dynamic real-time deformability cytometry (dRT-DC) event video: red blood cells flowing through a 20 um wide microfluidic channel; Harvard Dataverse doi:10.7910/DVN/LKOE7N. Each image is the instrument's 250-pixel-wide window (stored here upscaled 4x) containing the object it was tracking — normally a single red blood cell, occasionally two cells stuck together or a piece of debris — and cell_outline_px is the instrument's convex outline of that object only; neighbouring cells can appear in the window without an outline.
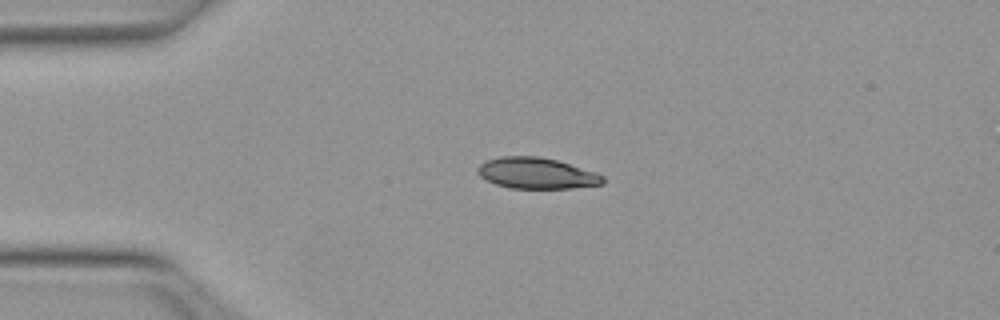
{"species": "Egyptian fruit bat (a non-hibernating species)", "species_latin": "Rousettus aegyptiacus", "temperature_condition": "warm", "stored_images_in_passage": 41, "camera_frame_rate_fps": 3000, "um_per_image_px": 0.085, "animal": {"sex": "female"}, "frame": {"image": 1, "passage_image": 1, "time_ms": 0.0, "image_size_px": [1000, 320], "cell_outline_px": [[604, 184], [572, 188], [508, 188], [496, 184], [480, 176], [476, 172], [476, 168], [480, 164], [488, 160], [500, 156], [540, 156], [556, 160], [596, 172], [604, 176]], "centroid_in_image_um": [45.61, 14.72], "position_along_channel_um": 39.4, "area_um2": 22.66}}
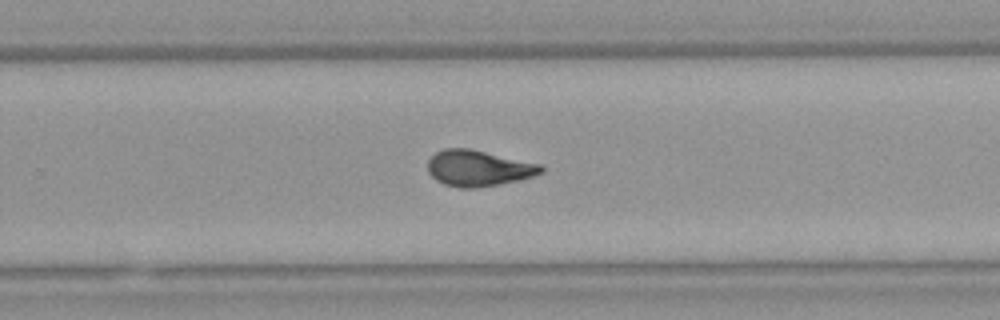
{"frame": {"image": 2, "passage_image": 22, "time_ms": 7.0, "image_size_px": [1000, 320], "cell_outline_px": [[544, 172], [520, 180], [500, 184], [476, 188], [460, 188], [444, 184], [436, 180], [428, 172], [428, 160], [436, 152], [444, 148], [468, 148], [540, 164], [544, 168]], "centroid_in_image_um": [40.65, 14.3], "position_along_channel_um": 289.1, "area_um2": 23.7}}
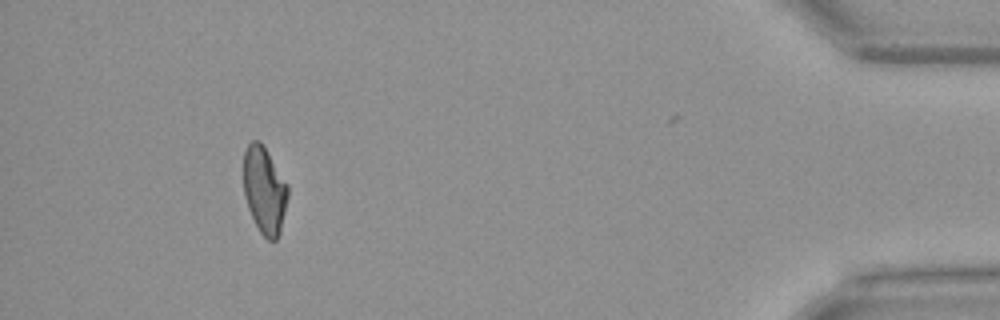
{"frame": {"image": 3, "passage_image": 36, "time_ms": 11.667, "image_size_px": [1000, 320], "cell_outline_px": [[288, 196], [280, 232], [276, 240], [268, 240], [260, 232], [248, 208], [244, 196], [244, 152], [248, 144], [252, 140], [260, 140], [288, 184]], "centroid_in_image_um": [22.48, 16.15], "position_along_channel_um": 412.7, "area_um2": 22.37}, "authors_computed_cell_mechanics": {"area_um2": 23.2934, "velocity_mm_per_s": 4.0156, "shape_relaxation_time_tau1_ms": 6.3831, "shape_relaxation_time_tau2_ms": 1.0204, "deformation_change_tau1": 0.2094, "deformation_change_tau2": 0.0594}}